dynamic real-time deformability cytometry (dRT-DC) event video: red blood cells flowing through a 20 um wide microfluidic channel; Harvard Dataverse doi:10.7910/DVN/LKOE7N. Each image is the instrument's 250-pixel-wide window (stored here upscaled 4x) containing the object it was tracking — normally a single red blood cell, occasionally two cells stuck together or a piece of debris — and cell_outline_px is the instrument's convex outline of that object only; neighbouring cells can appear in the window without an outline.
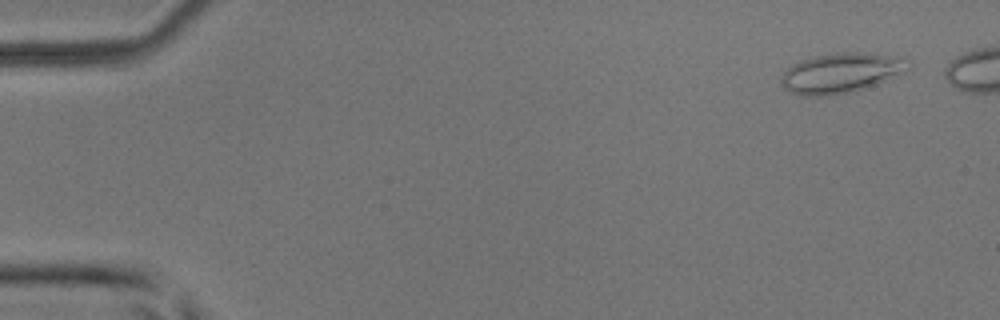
{"species": "common noctule bat (a hibernating species)", "species_latin": "Nyctalus noctula", "temperature_condition": "room temperature", "stored_images_in_passage": 47, "camera_frame_rate_fps": 3000, "um_per_image_px": 0.085, "animal": {"sex": "male", "body_mass_g": 17.9, "forearm_length_mm": 54.2}, "frame": {"image": 1, "passage_image": 4, "time_ms": 1.0, "image_size_px": [1000, 320], "cell_outline_px": [[908, 68], [904, 72], [872, 84], [848, 92], [824, 96], [800, 96], [784, 88], [780, 84], [780, 76], [792, 64], [800, 60], [812, 56], [836, 52], [868, 52], [904, 56], [908, 60]], "centroid_in_image_um": [71.44, 6.16], "position_along_channel_um": 13.6, "area_um2": 29.59}}
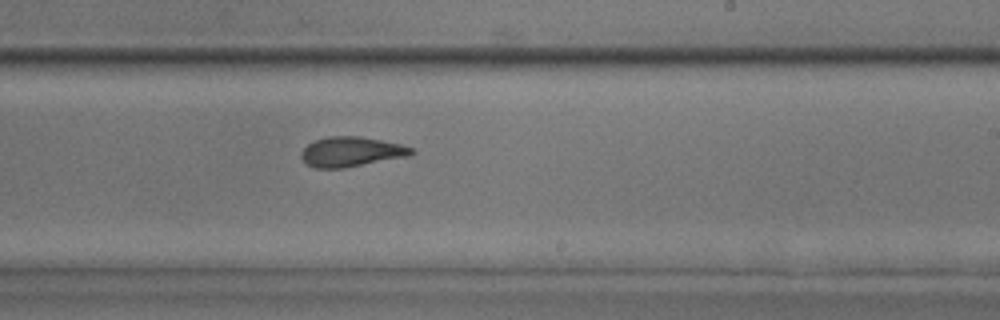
{"frame": {"image": 2, "passage_image": 32, "time_ms": 10.333, "image_size_px": [1000, 320], "cell_outline_px": [[416, 152], [408, 156], [344, 168], [316, 168], [304, 164], [300, 156], [300, 152], [308, 144], [316, 140], [328, 136], [360, 136], [400, 144], [412, 148]], "centroid_in_image_um": [29.81, 12.9], "position_along_channel_um": 259.2, "area_um2": 19.19}}
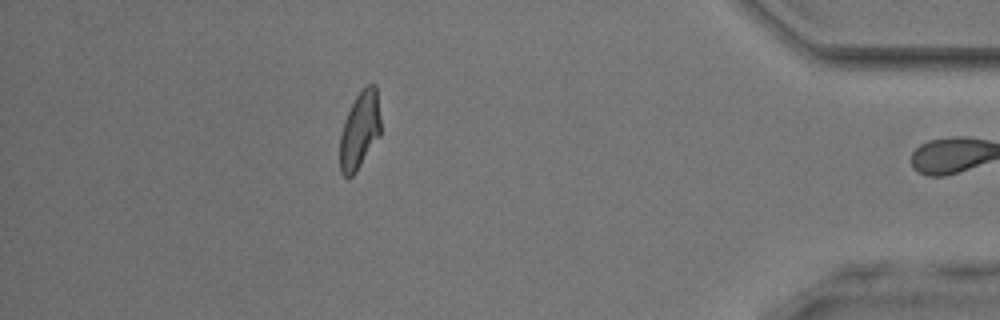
{"frame": {"image": 3, "passage_image": 46, "time_ms": 15.0, "image_size_px": [1000, 320], "cell_outline_px": [[380, 136], [356, 172], [352, 176], [344, 176], [340, 172], [340, 136], [344, 120], [356, 96], [368, 84], [376, 84], [380, 120]], "centroid_in_image_um": [30.57, 11.09], "position_along_channel_um": 404.6, "area_um2": 18.26}, "authors_computed_cell_mechanics": {"area_um2": 19.7676, "velocity_mm_per_s": 4.044, "shape_relaxation_time_tau1_ms": 6.3521, "shape_relaxation_time_tau2_ms": 1.7267, "deformation_change_tau1": 0.1963, "deformation_change_tau2": 0.0861}}